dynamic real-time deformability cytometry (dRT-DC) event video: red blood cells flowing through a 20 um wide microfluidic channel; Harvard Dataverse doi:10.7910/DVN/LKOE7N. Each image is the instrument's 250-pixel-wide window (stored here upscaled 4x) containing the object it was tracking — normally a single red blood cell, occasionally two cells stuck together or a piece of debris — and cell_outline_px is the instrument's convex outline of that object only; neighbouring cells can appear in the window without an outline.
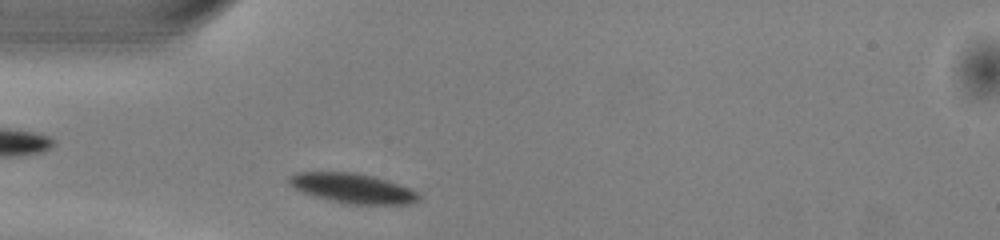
{"species": "common noctule bat (a hibernating species)", "species_latin": "Nyctalus noctula", "temperature_condition": "warm", "stored_images_in_passage": 38, "camera_frame_rate_fps": 3000, "um_per_image_px": 0.085, "animal": {"sex": "male", "body_mass_g": 13.0, "forearm_length_mm": 53.1}, "frame": {"image": 1, "passage_image": 2, "time_ms": 0.333, "image_size_px": [1000, 240], "cell_outline_px": [[420, 200], [408, 204], [352, 204], [328, 200], [300, 192], [288, 184], [284, 180], [288, 176], [296, 172], [356, 172], [372, 176], [408, 188], [416, 192], [420, 196]], "centroid_in_image_um": [29.86, 16.0], "position_along_channel_um": 55.1, "area_um2": 22.48}}
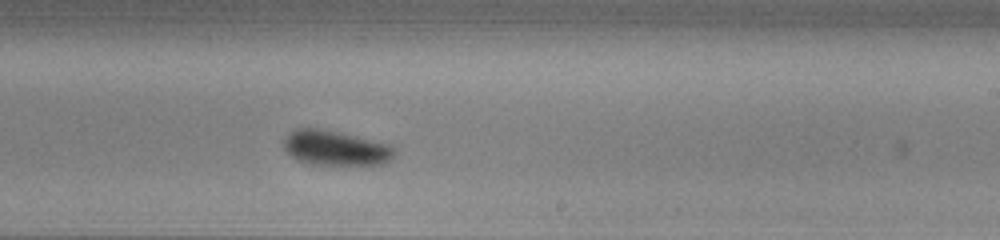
{"frame": {"image": 2, "passage_image": 18, "time_ms": 5.667, "image_size_px": [1000, 240], "cell_outline_px": [[396, 152], [392, 160], [380, 164], [312, 164], [300, 160], [292, 156], [284, 148], [284, 140], [288, 132], [296, 128], [316, 128], [336, 132], [392, 144], [396, 148]], "centroid_in_image_um": [28.56, 12.57], "position_along_channel_um": 260.4, "area_um2": 22.31}}
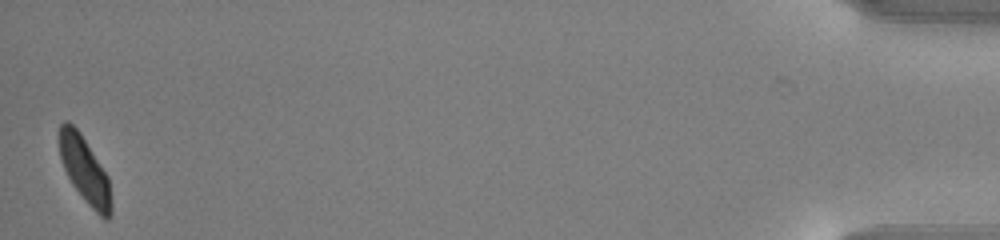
{"frame": {"image": 3, "passage_image": 38, "time_ms": 12.333, "image_size_px": [1000, 240], "cell_outline_px": [[112, 216], [108, 220], [104, 220], [88, 204], [72, 184], [60, 160], [60, 124], [64, 120], [68, 120], [80, 132], [108, 176], [112, 204]], "centroid_in_image_um": [7.23, 14.48], "position_along_channel_um": 428.0, "area_um2": 19.94}, "authors_computed_cell_mechanics": {"area_um2": 22.4842, "velocity_mm_per_s": 3.9776, "shape_relaxation_time_tau1_ms": 1.2894, "shape_relaxation_time_tau2_ms": null, "deformation_change_tau1": 0.0959, "deformation_change_tau2": null}}